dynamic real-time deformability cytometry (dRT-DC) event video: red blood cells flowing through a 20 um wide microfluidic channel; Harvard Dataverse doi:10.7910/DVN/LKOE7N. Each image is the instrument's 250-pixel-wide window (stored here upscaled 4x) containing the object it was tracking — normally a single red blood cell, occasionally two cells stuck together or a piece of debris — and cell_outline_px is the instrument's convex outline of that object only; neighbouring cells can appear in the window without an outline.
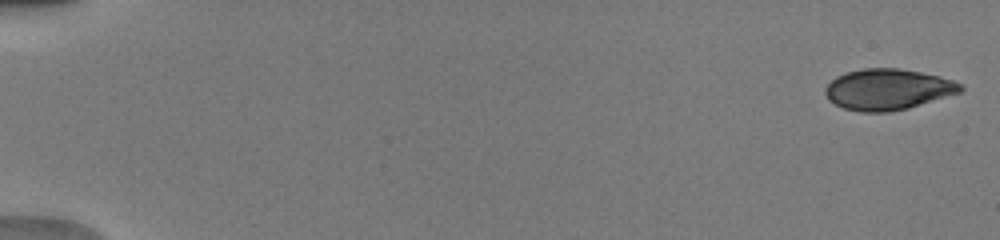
{"species": "human", "species_latin": "Homo sapiens", "temperature_condition": "warm", "stored_images_in_passage": 51, "camera_frame_rate_fps": 3000, "um_per_image_px": 0.085, "donor": {"sex": "male"}, "frame": {"image": 1, "passage_image": 1, "time_ms": 0.0, "image_size_px": [1000, 240], "cell_outline_px": [[964, 88], [960, 92], [908, 108], [888, 112], [860, 112], [844, 108], [828, 100], [824, 92], [824, 88], [836, 76], [848, 72], [864, 68], [900, 68], [940, 76], [964, 84]], "centroid_in_image_um": [75.46, 7.59], "position_along_channel_um": 9.5, "area_um2": 32.25}}
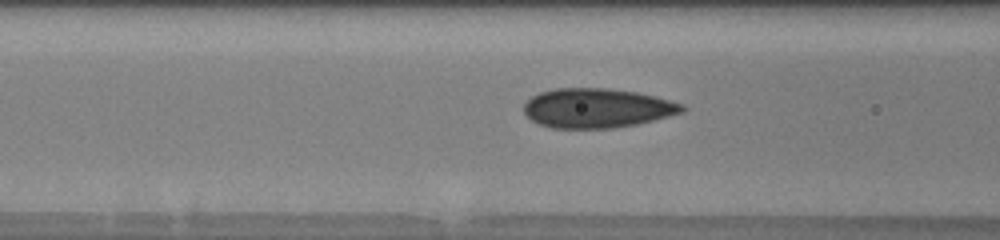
{"frame": {"image": 2, "passage_image": 22, "time_ms": 7.0, "image_size_px": [1000, 240], "cell_outline_px": [[688, 108], [684, 112], [636, 124], [612, 128], [552, 128], [540, 124], [532, 120], [524, 112], [524, 104], [532, 96], [540, 92], [556, 88], [608, 88], [636, 92], [656, 96], [684, 104]], "centroid_in_image_um": [50.77, 9.18], "position_along_channel_um": 115.8, "area_um2": 36.36}}
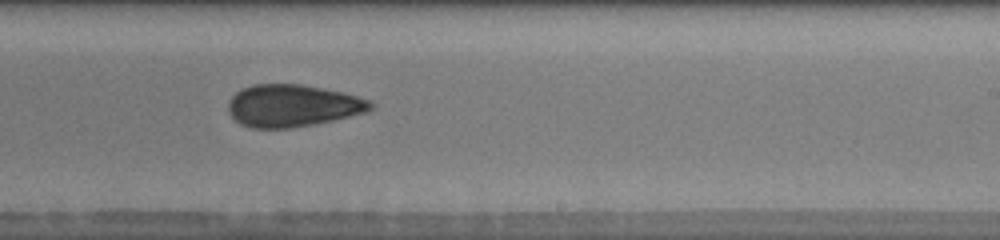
{"frame": {"image": 3, "passage_image": 33, "time_ms": 10.667, "image_size_px": [1000, 240], "cell_outline_px": [[376, 104], [368, 112], [316, 124], [292, 128], [252, 128], [240, 124], [228, 112], [228, 100], [236, 92], [252, 84], [300, 84], [324, 88], [344, 92], [372, 100]], "centroid_in_image_um": [24.91, 8.98], "position_along_channel_um": 264.1, "area_um2": 35.43}, "authors_computed_cell_mechanics": {"area_um2": 33.6396, "velocity_mm_per_s": 4.0435, "shape_relaxation_time_tau1_ms": 9.6245, "shape_relaxation_time_tau2_ms": null, "deformation_change_tau1": 0.1383, "deformation_change_tau2": null}}